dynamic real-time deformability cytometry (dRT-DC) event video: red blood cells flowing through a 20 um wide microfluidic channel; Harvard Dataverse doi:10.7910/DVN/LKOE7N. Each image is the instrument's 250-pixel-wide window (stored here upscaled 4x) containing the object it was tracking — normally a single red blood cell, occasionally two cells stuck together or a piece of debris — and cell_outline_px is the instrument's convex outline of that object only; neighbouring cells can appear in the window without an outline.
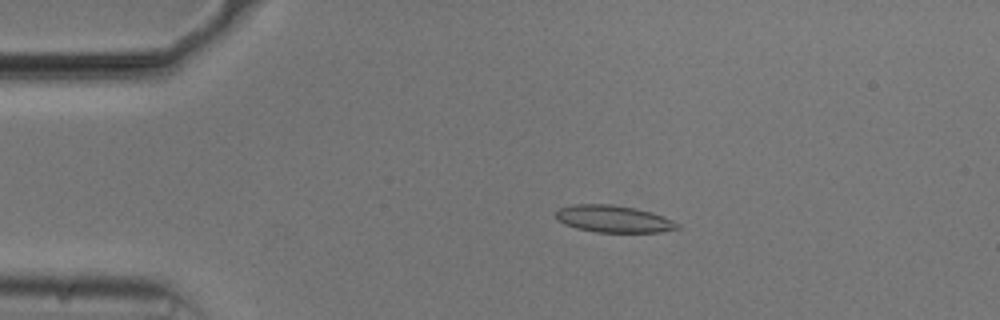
{"species": "common noctule bat (a hibernating species)", "species_latin": "Nyctalus noctula", "temperature_condition": "cold", "stored_images_in_passage": 47, "camera_frame_rate_fps": 3000, "um_per_image_px": 0.085, "animal": {"sex": "male", "body_mass_g": 20.5, "forearm_length_mm": 52.5}, "frame": {"image": 1, "passage_image": 4, "time_ms": 1.0, "image_size_px": [1000, 320], "cell_outline_px": [[680, 228], [660, 232], [596, 232], [576, 228], [564, 224], [556, 220], [556, 212], [560, 208], [572, 204], [612, 204], [632, 208], [648, 212], [672, 220], [680, 224]], "centroid_in_image_um": [52.1, 18.61], "position_along_channel_um": 32.9, "area_um2": 18.96}}
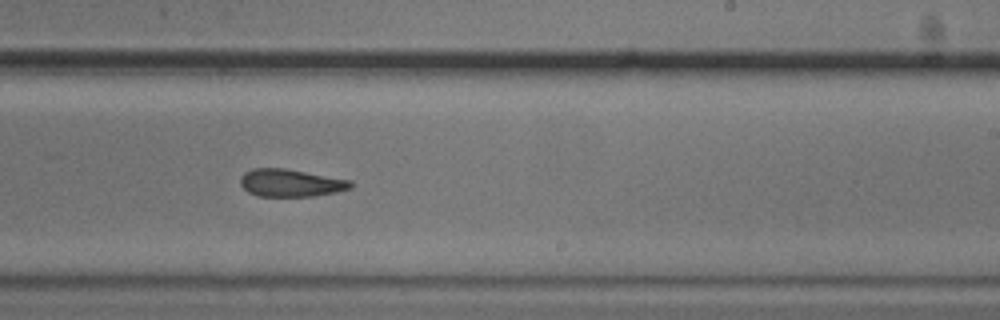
{"frame": {"image": 2, "passage_image": 26, "time_ms": 8.333, "image_size_px": [1000, 320], "cell_outline_px": [[352, 188], [336, 192], [312, 196], [256, 196], [248, 192], [240, 184], [240, 176], [244, 172], [252, 168], [284, 168], [352, 180]], "centroid_in_image_um": [24.69, 15.54], "position_along_channel_um": 264.3, "area_um2": 17.8}}
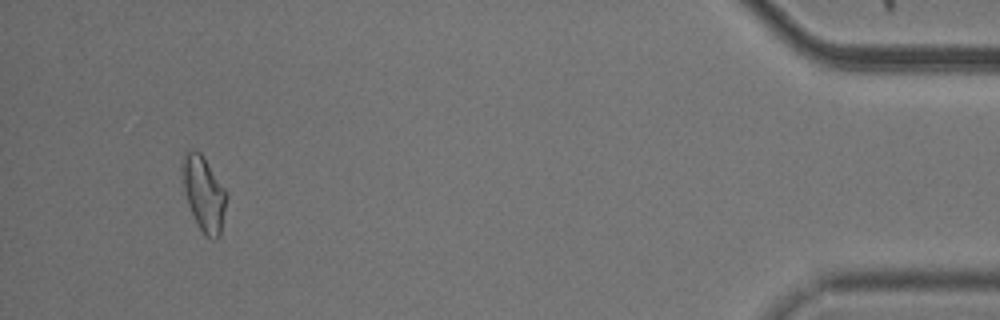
{"frame": {"image": 3, "passage_image": 44, "time_ms": 14.333, "image_size_px": [1000, 320], "cell_outline_px": [[228, 196], [220, 236], [216, 240], [212, 240], [204, 236], [188, 204], [184, 188], [180, 168], [180, 160], [184, 152], [192, 148], [200, 152], [224, 188]], "centroid_in_image_um": [17.31, 16.44], "position_along_channel_um": 417.9, "area_um2": 19.42}, "authors_computed_cell_mechanics": {"area_um2": 18.785, "velocity_mm_per_s": 3.7438, "shape_relaxation_time_tau1_ms": 6.3977, "shape_relaxation_time_tau2_ms": 4.0233, "deformation_change_tau1": 0.1453, "deformation_change_tau2": 0.1246}}